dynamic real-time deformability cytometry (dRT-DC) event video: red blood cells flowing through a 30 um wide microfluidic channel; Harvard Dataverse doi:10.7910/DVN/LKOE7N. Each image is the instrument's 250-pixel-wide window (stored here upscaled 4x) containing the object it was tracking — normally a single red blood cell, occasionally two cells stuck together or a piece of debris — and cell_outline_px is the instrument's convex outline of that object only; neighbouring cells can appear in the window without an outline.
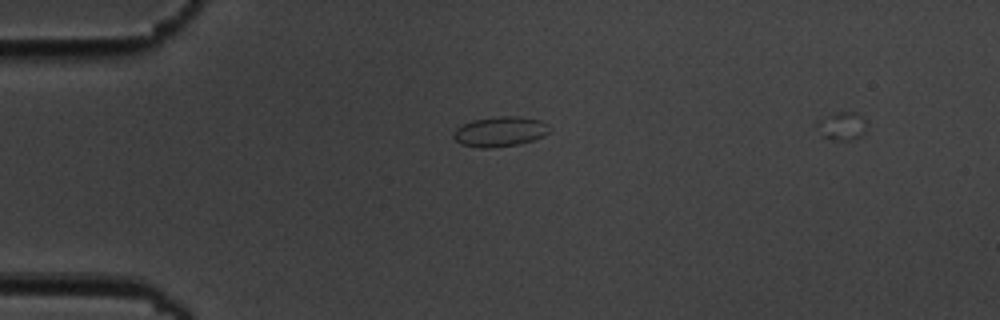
{"species": "common noctule bat (a hibernating species)", "species_latin": "Nyctalus noctula", "temperature_condition": "cold", "stored_images_in_passage": 2, "camera_frame_rate_fps": 3000, "um_per_image_px": 0.085, "animal": {"sex": "male", "body_mass_g": 19.5, "forearm_length_mm": 54.6}, "frame": {"image": 1, "passage_image": 1, "time_ms": 0.0, "image_size_px": [1000, 320], "cell_outline_px": [[552, 128], [544, 136], [532, 140], [516, 144], [488, 148], [484, 148], [460, 144], [452, 136], [456, 128], [472, 120], [500, 116], [520, 116], [540, 120], [548, 124]], "centroid_in_image_um": [42.52, 11.17], "position_along_channel_um": 42.5, "area_um2": 16.7}}